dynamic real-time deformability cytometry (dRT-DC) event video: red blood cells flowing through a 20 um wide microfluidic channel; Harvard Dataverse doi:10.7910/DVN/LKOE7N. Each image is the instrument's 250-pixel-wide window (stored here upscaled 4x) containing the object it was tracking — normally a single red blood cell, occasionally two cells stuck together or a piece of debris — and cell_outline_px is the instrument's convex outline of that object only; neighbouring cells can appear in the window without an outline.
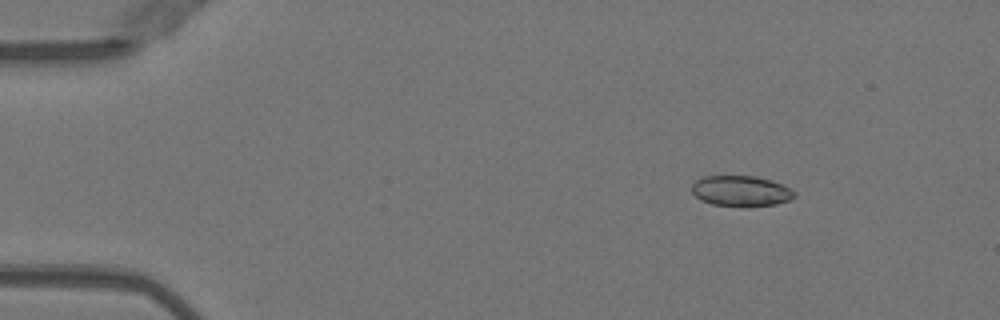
{"species": "Egyptian fruit bat (a non-hibernating species)", "species_latin": "Rousettus aegyptiacus", "temperature_condition": "warm", "stored_images_in_passage": 12, "camera_frame_rate_fps": 3000, "um_per_image_px": 0.085, "animal": {"sex": "female"}, "frame": {"image": 1, "passage_image": 1, "time_ms": 0.0, "image_size_px": [1000, 320], "cell_outline_px": [[796, 196], [792, 200], [776, 204], [748, 208], [712, 204], [700, 200], [692, 192], [692, 184], [696, 180], [704, 176], [756, 176], [772, 180], [784, 184], [792, 188], [796, 192]], "centroid_in_image_um": [63.05, 16.25], "position_along_channel_um": 22.0, "area_um2": 18.9}}
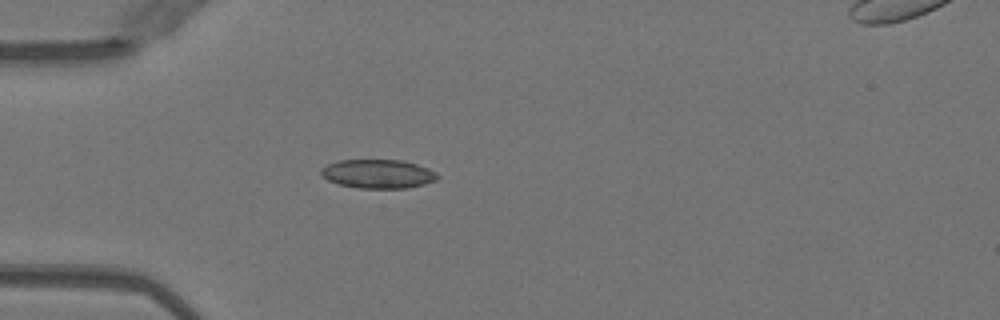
{"frame": {"image": 2, "passage_image": 9, "time_ms": 2.667, "image_size_px": [1000, 320], "cell_outline_px": [[440, 176], [436, 180], [424, 184], [408, 188], [356, 188], [336, 184], [328, 180], [320, 172], [320, 168], [336, 160], [400, 160], [416, 164], [428, 168], [436, 172]], "centroid_in_image_um": [32.11, 14.78], "position_along_channel_um": 52.9, "area_um2": 19.71}}